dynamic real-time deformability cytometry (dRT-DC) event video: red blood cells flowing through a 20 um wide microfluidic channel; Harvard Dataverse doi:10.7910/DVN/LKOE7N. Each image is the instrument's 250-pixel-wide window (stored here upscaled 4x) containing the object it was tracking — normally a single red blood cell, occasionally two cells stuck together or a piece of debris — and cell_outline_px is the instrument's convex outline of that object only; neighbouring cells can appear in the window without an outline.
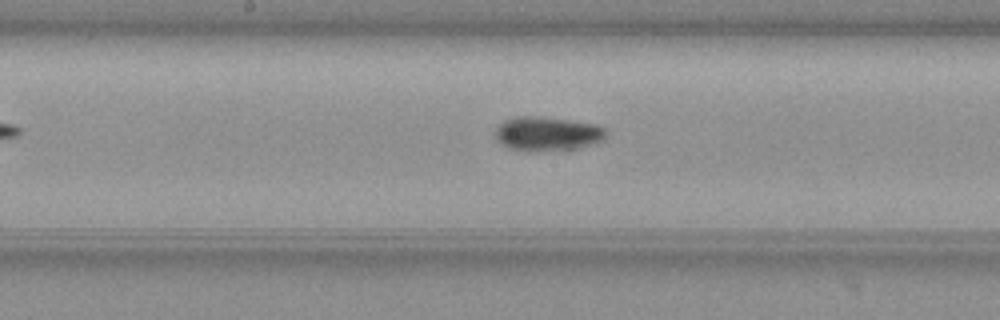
{"species": "common noctule bat (a hibernating species)", "species_latin": "Nyctalus noctula", "temperature_condition": "warm", "stored_images_in_passage": 43, "camera_frame_rate_fps": 3000, "um_per_image_px": 0.085, "animal": {"sex": "female", "body_mass_g": 19.3, "forearm_length_mm": 54.1}, "frame": {"image": 1, "passage_image": 21, "time_ms": 6.667, "image_size_px": [1000, 320], "cell_outline_px": [[608, 132], [604, 140], [596, 144], [568, 152], [528, 152], [512, 148], [496, 140], [496, 128], [504, 120], [516, 116], [540, 116], [596, 124], [604, 128]], "centroid_in_image_um": [46.6, 11.41], "position_along_channel_um": 201.6, "area_um2": 22.89}}
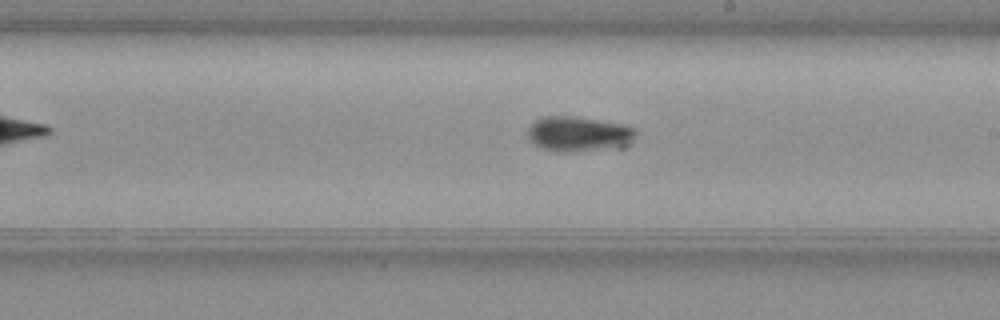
{"frame": {"image": 2, "passage_image": 24, "time_ms": 7.667, "image_size_px": [1000, 320], "cell_outline_px": [[636, 132], [632, 140], [624, 148], [576, 152], [556, 152], [544, 148], [536, 144], [528, 136], [528, 128], [536, 120], [544, 116], [576, 116], [624, 124], [636, 128]], "centroid_in_image_um": [49.25, 11.4], "position_along_channel_um": 239.7, "area_um2": 22.43}}
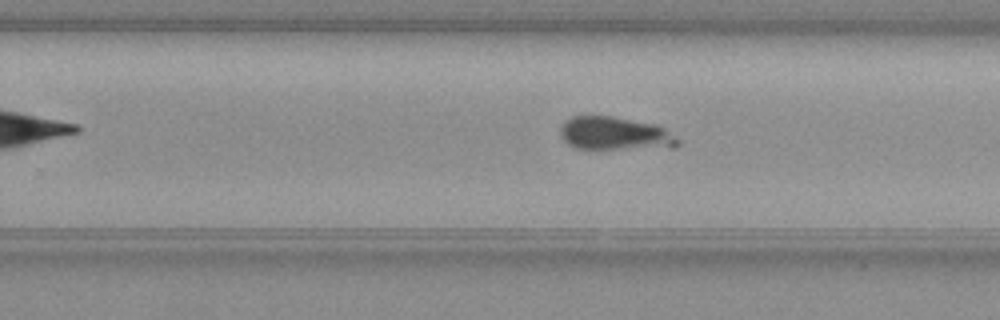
{"frame": {"image": 3, "passage_image": 27, "time_ms": 8.667, "image_size_px": [1000, 320], "cell_outline_px": [[680, 144], [676, 148], [576, 148], [568, 144], [560, 136], [560, 128], [564, 120], [572, 116], [612, 116], [656, 124], [664, 128], [680, 140]], "centroid_in_image_um": [52.28, 11.35], "position_along_channel_um": 277.5, "area_um2": 22.83}}